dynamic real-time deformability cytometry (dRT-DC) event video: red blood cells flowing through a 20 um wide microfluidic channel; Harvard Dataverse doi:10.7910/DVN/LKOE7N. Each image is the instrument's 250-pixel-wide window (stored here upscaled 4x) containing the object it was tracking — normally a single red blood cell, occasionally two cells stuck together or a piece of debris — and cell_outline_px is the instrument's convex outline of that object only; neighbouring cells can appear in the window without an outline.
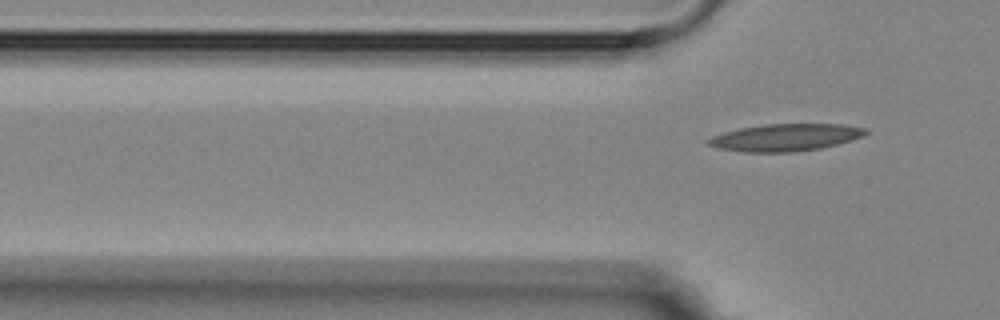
{"species": "Egyptian fruit bat (a non-hibernating species)", "species_latin": "Rousettus aegyptiacus", "temperature_condition": "room temperature", "stored_images_in_passage": 4, "segment_of_instrument_passage": [2, 2], "camera_frame_rate_fps": 3000, "um_per_image_px": 0.085, "animal": {"sex": "female"}, "frame": {"image": 1, "passage_image": 4, "time_ms": 3.333, "image_size_px": [1000, 320], "cell_outline_px": [[868, 132], [852, 140], [820, 148], [792, 152], [744, 152], [716, 148], [708, 144], [704, 140], [712, 136], [724, 132], [740, 128], [768, 124], [844, 124], [868, 128]], "centroid_in_image_um": [66.73, 11.68], "position_along_channel_um": 59.1, "area_um2": 24.91}}